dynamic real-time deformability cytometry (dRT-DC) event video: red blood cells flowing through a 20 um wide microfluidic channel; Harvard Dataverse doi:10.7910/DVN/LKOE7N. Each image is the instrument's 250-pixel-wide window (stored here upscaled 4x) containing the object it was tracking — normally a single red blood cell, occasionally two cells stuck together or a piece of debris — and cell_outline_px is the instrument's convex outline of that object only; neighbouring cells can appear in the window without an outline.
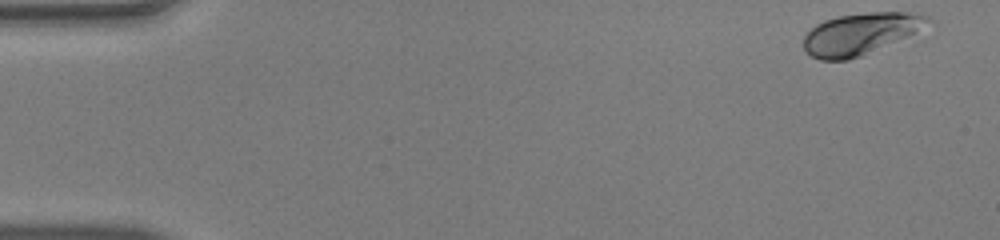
{"species": "human", "species_latin": "Homo sapiens", "temperature_condition": "warm", "stored_images_in_passage": 49, "camera_frame_rate_fps": 3000, "um_per_image_px": 0.085, "donor": {"sex": "male"}, "frame": {"image": 1, "passage_image": 1, "time_ms": 0.0, "image_size_px": [1000, 240], "cell_outline_px": [[936, 24], [860, 56], [848, 60], [820, 60], [812, 56], [804, 48], [804, 36], [816, 24], [824, 20], [836, 16], [868, 12], [916, 12], [928, 16]], "centroid_in_image_um": [73.21, 2.84], "position_along_channel_um": 11.8, "area_um2": 30.29}}
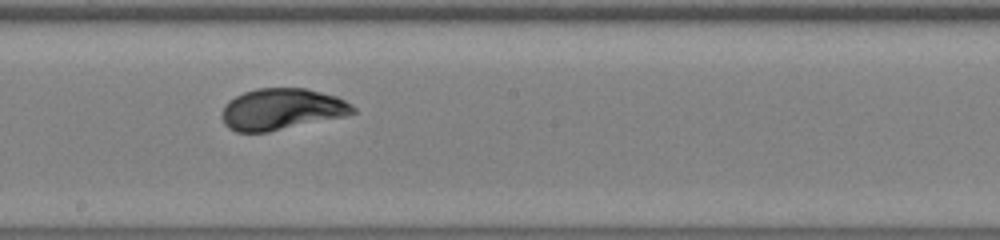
{"frame": {"image": 2, "passage_image": 27, "time_ms": 8.667, "image_size_px": [1000, 240], "cell_outline_px": [[356, 112], [344, 116], [268, 132], [236, 132], [228, 128], [224, 124], [220, 116], [224, 104], [228, 100], [244, 92], [256, 88], [304, 88], [336, 96], [352, 104], [356, 108]], "centroid_in_image_um": [23.9, 9.28], "position_along_channel_um": 224.3, "area_um2": 31.67}}
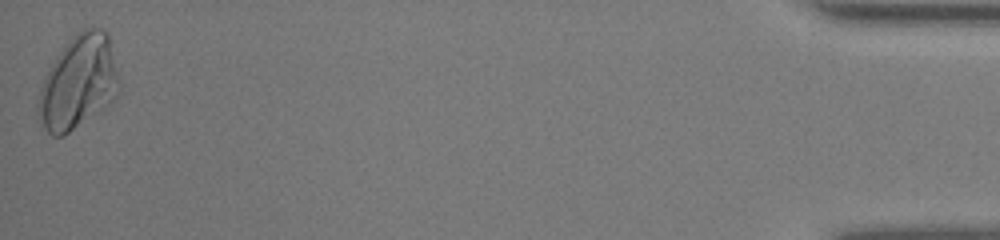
{"frame": {"image": 3, "passage_image": 49, "time_ms": 16.0, "image_size_px": [1000, 240], "cell_outline_px": [[120, 88], [116, 96], [104, 108], [68, 132], [60, 136], [52, 136], [36, 120], [36, 104], [40, 88], [44, 76], [56, 56], [72, 36], [80, 28], [104, 28], [108, 32], [120, 76]], "centroid_in_image_um": [6.65, 6.97], "position_along_channel_um": 428.5, "area_um2": 44.68}, "authors_computed_cell_mechanics": {"area_um2": 31.212, "velocity_mm_per_s": 4.0788, "shape_relaxation_time_tau1_ms": 3.2512, "shape_relaxation_time_tau2_ms": null, "deformation_change_tau1": 0.1545, "deformation_change_tau2": null}}